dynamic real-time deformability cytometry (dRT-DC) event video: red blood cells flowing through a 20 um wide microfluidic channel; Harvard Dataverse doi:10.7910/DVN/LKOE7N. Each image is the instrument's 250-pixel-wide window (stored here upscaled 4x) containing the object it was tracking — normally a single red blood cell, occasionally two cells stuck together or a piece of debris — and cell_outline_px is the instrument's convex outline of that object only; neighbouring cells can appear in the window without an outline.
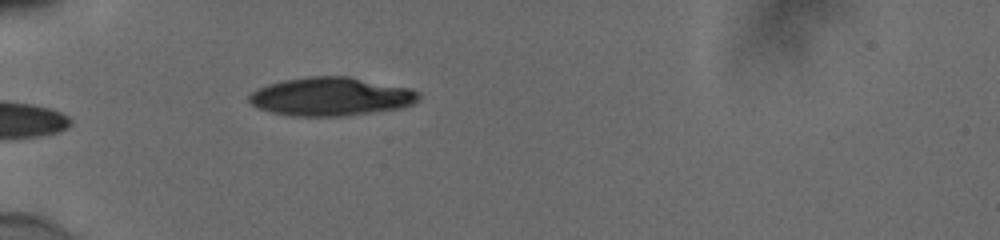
{"species": "human", "species_latin": "Homo sapiens", "temperature_condition": "cold", "stored_images_in_passage": 25, "camera_frame_rate_fps": 3000, "um_per_image_px": 0.085, "donor": {"sex": "male"}, "frame": {"image": 1, "passage_image": 1, "time_ms": 0.0, "image_size_px": [1000, 240], "cell_outline_px": [[420, 100], [404, 108], [348, 116], [292, 116], [272, 112], [256, 108], [248, 100], [248, 96], [252, 92], [268, 84], [284, 80], [308, 76], [348, 76], [412, 88], [420, 92]], "centroid_in_image_um": [28.19, 8.21], "position_along_channel_um": 56.8, "area_um2": 38.49}}
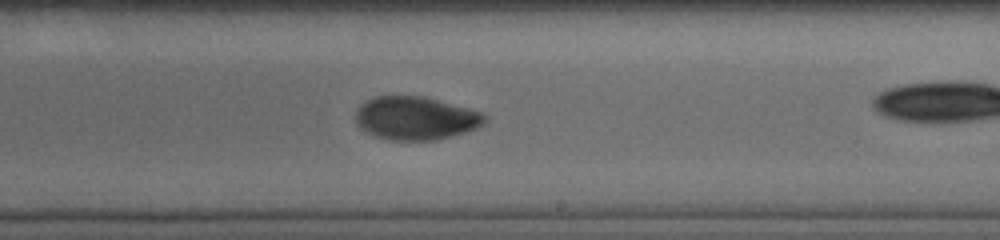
{"frame": {"image": 2, "passage_image": 14, "time_ms": 4.333, "image_size_px": [1000, 240], "cell_outline_px": [[488, 120], [484, 124], [476, 128], [464, 132], [436, 140], [388, 140], [376, 136], [360, 128], [356, 120], [356, 108], [360, 104], [376, 96], [424, 96], [484, 112], [488, 116]], "centroid_in_image_um": [35.36, 10.04], "position_along_channel_um": 253.6, "area_um2": 32.66}}
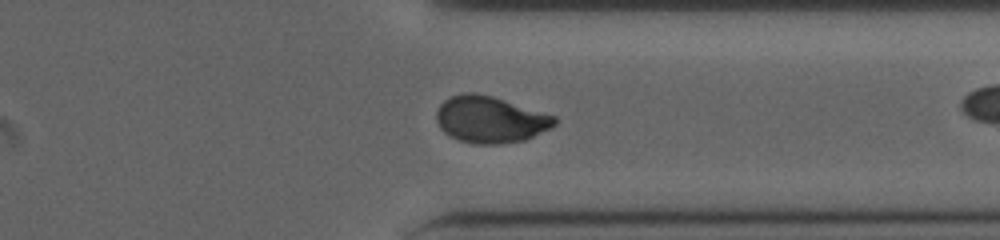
{"frame": {"image": 3, "passage_image": 23, "time_ms": 7.333, "image_size_px": [1000, 240], "cell_outline_px": [[556, 124], [524, 140], [500, 144], [472, 144], [456, 140], [448, 136], [440, 128], [436, 120], [436, 112], [440, 104], [444, 100], [452, 96], [464, 92], [472, 92], [492, 96], [556, 116]], "centroid_in_image_um": [41.61, 10.16], "position_along_channel_um": 369.8, "area_um2": 32.08}}